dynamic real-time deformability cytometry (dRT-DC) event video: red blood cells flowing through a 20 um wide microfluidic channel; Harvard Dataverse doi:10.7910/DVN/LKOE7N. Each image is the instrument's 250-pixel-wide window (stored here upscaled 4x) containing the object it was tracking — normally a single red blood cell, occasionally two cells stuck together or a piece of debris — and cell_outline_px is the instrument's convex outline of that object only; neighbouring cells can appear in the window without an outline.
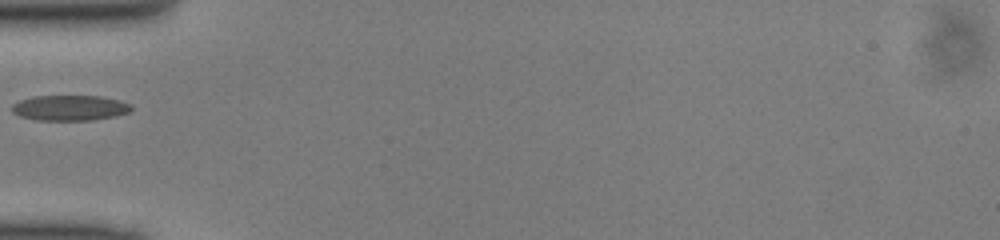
{"species": "common noctule bat (a hibernating species)", "species_latin": "Nyctalus noctula", "temperature_condition": "cold", "stored_images_in_passage": 32, "camera_frame_rate_fps": 3000, "um_per_image_px": 0.085, "animal": {"sex": "male", "body_mass_g": 13.0, "forearm_length_mm": 53.1}, "frame": {"image": 1, "passage_image": 1, "time_ms": 0.0, "image_size_px": [1000, 240], "cell_outline_px": [[132, 108], [128, 112], [116, 116], [92, 120], [36, 120], [20, 116], [12, 112], [12, 104], [20, 100], [32, 96], [100, 96], [120, 100], [132, 104]], "centroid_in_image_um": [5.94, 9.16], "position_along_channel_um": 79.1, "area_um2": 17.74}}
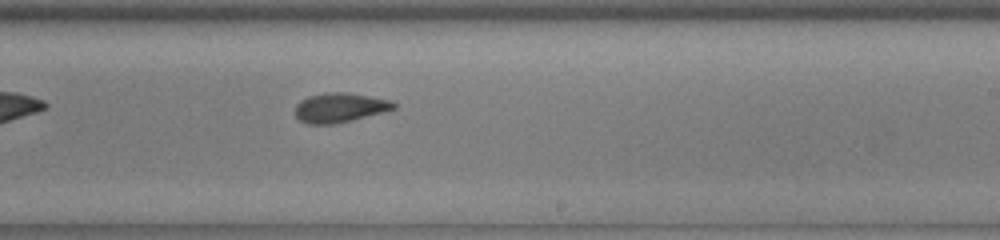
{"frame": {"image": 2, "passage_image": 14, "time_ms": 4.333, "image_size_px": [1000, 240], "cell_outline_px": [[396, 108], [384, 112], [332, 124], [308, 124], [300, 120], [292, 112], [296, 104], [300, 100], [308, 96], [324, 92], [348, 92], [392, 100], [396, 104]], "centroid_in_image_um": [28.85, 9.13], "position_along_channel_um": 260.2, "area_um2": 17.11}}
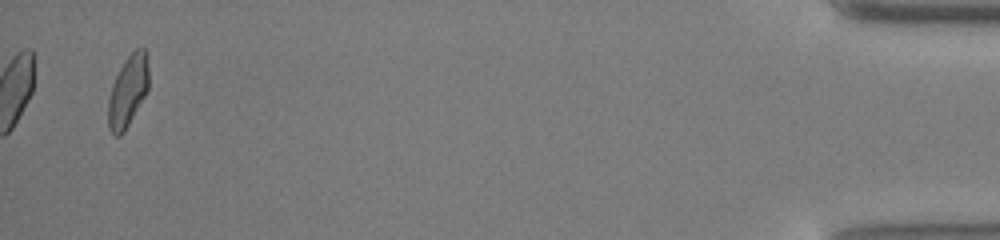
{"frame": {"image": 3, "passage_image": 32, "time_ms": 10.333, "image_size_px": [1000, 240], "cell_outline_px": [[148, 88], [144, 96], [124, 132], [120, 136], [116, 136], [108, 128], [108, 100], [112, 84], [124, 60], [136, 48], [144, 48], [148, 68]], "centroid_in_image_um": [10.85, 7.75], "position_along_channel_um": 424.4, "area_um2": 16.53}}